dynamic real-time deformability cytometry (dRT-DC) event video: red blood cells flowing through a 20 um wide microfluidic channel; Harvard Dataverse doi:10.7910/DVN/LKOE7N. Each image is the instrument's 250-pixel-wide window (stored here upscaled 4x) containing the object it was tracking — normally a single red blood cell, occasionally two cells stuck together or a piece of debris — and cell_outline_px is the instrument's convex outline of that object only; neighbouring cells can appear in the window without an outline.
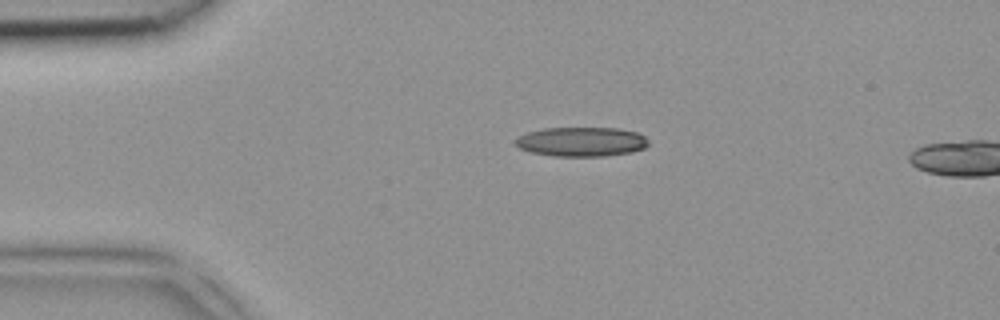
{"species": "common noctule bat (a hibernating species)", "species_latin": "Nyctalus noctula", "temperature_condition": "room temperature", "stored_images_in_passage": 2, "camera_frame_rate_fps": 3000, "um_per_image_px": 0.085, "animal": {"sex": "female", "body_mass_g": 18.4}, "frame": {"image": 1, "passage_image": 1, "time_ms": 0.0, "image_size_px": [1000, 320], "cell_outline_px": [[648, 144], [644, 148], [632, 152], [604, 156], [552, 156], [532, 152], [520, 148], [512, 140], [516, 136], [528, 132], [544, 128], [620, 128], [640, 132], [648, 140]], "centroid_in_image_um": [49.42, 12.04], "position_along_channel_um": 35.6, "area_um2": 23.0}}